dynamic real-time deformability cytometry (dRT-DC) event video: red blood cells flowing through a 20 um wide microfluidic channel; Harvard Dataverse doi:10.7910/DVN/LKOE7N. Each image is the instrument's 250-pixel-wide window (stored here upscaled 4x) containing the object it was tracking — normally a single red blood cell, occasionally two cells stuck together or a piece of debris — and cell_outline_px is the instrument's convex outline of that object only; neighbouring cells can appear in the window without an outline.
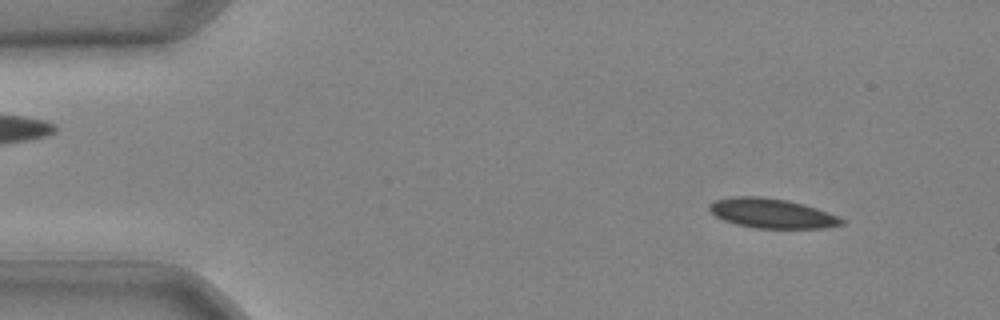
{"species": "common noctule bat (a hibernating species)", "species_latin": "Nyctalus noctula", "temperature_condition": "cold", "stored_images_in_passage": 40, "camera_frame_rate_fps": 3000, "um_per_image_px": 0.085, "animal": {"sex": "male", "body_mass_g": 20.4}, "frame": {"image": 1, "passage_image": 3, "time_ms": 0.667, "image_size_px": [1000, 320], "cell_outline_px": [[844, 224], [824, 228], [756, 228], [736, 224], [724, 220], [716, 216], [708, 208], [708, 204], [716, 200], [732, 196], [760, 196], [788, 200], [804, 204], [828, 212], [844, 220]], "centroid_in_image_um": [65.59, 18.12], "position_along_channel_um": 19.4, "area_um2": 22.77}}
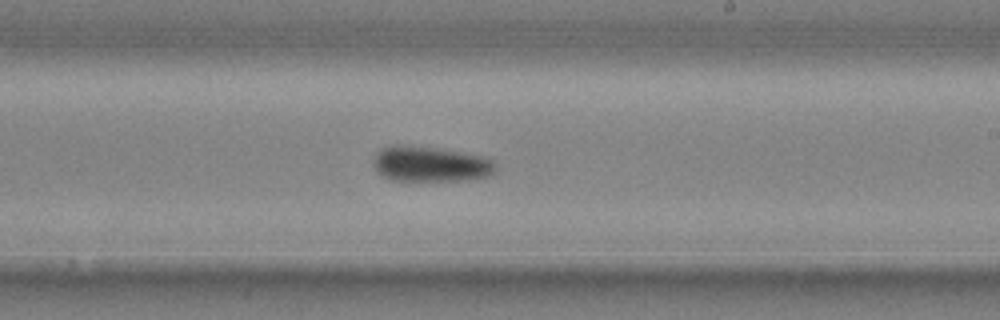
{"frame": {"image": 2, "passage_image": 24, "time_ms": 7.667, "image_size_px": [1000, 320], "cell_outline_px": [[496, 168], [492, 176], [464, 180], [392, 180], [380, 176], [376, 172], [372, 164], [372, 160], [376, 152], [380, 148], [388, 144], [404, 144], [440, 148], [488, 156], [496, 164]], "centroid_in_image_um": [36.55, 13.92], "position_along_channel_um": 252.4, "area_um2": 26.07}}
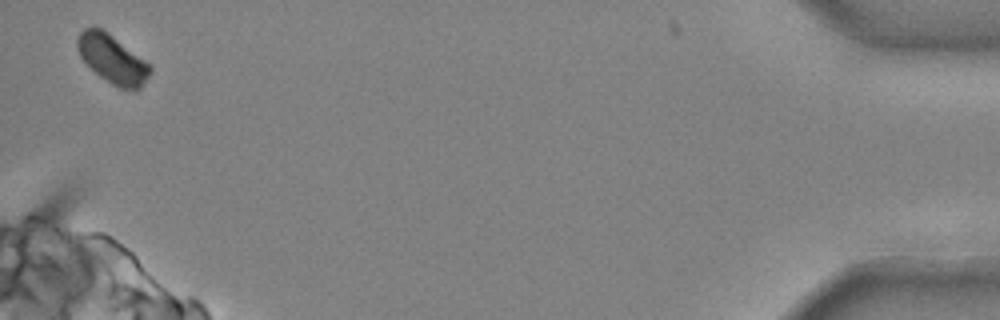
{"frame": {"image": 3, "passage_image": 40, "time_ms": 13.0, "image_size_px": [1000, 320], "cell_outline_px": [[152, 72], [140, 88], [136, 92], [120, 88], [112, 84], [100, 76], [80, 56], [76, 48], [76, 40], [80, 32], [84, 28], [100, 28], [108, 32], [144, 60], [152, 68]], "centroid_in_image_um": [9.56, 5.04], "position_along_channel_um": 425.6, "area_um2": 20.35}}